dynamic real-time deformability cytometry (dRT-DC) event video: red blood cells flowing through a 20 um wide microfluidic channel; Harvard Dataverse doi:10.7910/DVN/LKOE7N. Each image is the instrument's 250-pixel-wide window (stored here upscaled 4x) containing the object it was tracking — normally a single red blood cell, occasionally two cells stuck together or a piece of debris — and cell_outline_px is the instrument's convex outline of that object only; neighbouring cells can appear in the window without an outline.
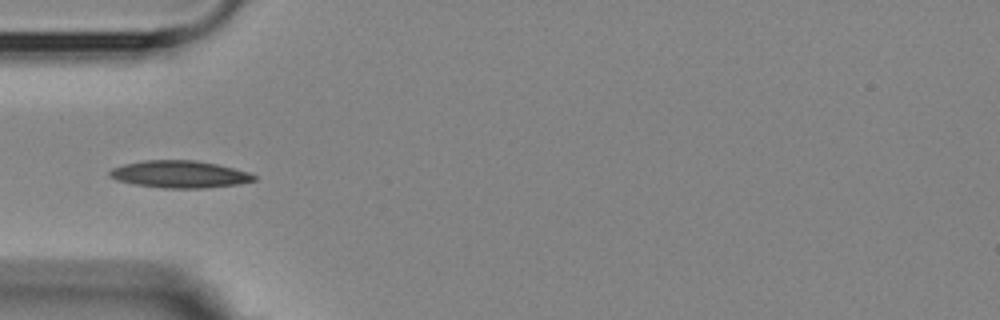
{"species": "Egyptian fruit bat (a non-hibernating species)", "species_latin": "Rousettus aegyptiacus", "temperature_condition": "room temperature", "stored_images_in_passage": 5, "camera_frame_rate_fps": 3000, "um_per_image_px": 0.085, "animal": {"sex": "female"}, "frame": {"image": 1, "passage_image": 3, "time_ms": 2.333, "image_size_px": [1000, 320], "cell_outline_px": [[256, 180], [240, 184], [204, 188], [164, 188], [132, 184], [116, 180], [108, 176], [108, 172], [112, 168], [124, 164], [144, 160], [196, 160], [216, 164], [248, 172], [256, 176]], "centroid_in_image_um": [15.23, 14.81], "position_along_channel_um": 69.8, "area_um2": 22.95}}
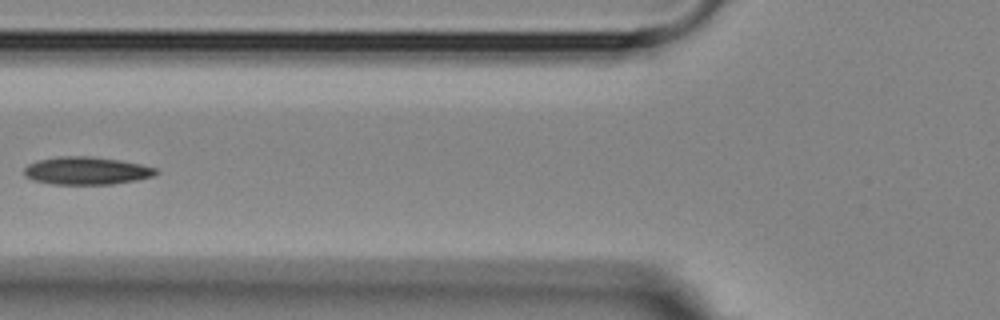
{"frame": {"image": 2, "passage_image": 4, "time_ms": 3.667, "image_size_px": [1000, 320], "cell_outline_px": [[160, 172], [152, 176], [136, 180], [112, 184], [52, 184], [32, 180], [24, 176], [24, 168], [28, 164], [36, 160], [56, 156], [88, 156], [120, 160], [140, 164], [156, 168]], "centroid_in_image_um": [7.31, 14.51], "position_along_channel_um": 118.5, "area_um2": 21.44}}
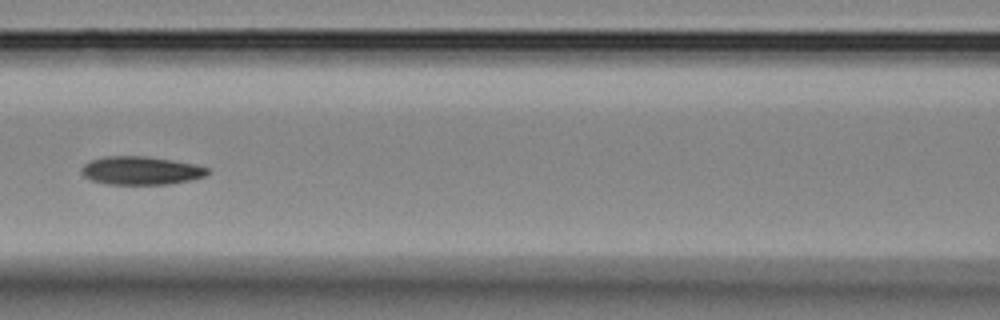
{"frame": {"image": 3, "passage_image": 5, "time_ms": 4.667, "image_size_px": [1000, 320], "cell_outline_px": [[212, 172], [204, 176], [188, 180], [168, 184], [104, 184], [92, 180], [84, 176], [80, 172], [80, 168], [84, 164], [92, 160], [104, 156], [144, 156], [172, 160], [192, 164], [208, 168]], "centroid_in_image_um": [11.94, 14.5], "position_along_channel_um": 154.7, "area_um2": 20.69}}